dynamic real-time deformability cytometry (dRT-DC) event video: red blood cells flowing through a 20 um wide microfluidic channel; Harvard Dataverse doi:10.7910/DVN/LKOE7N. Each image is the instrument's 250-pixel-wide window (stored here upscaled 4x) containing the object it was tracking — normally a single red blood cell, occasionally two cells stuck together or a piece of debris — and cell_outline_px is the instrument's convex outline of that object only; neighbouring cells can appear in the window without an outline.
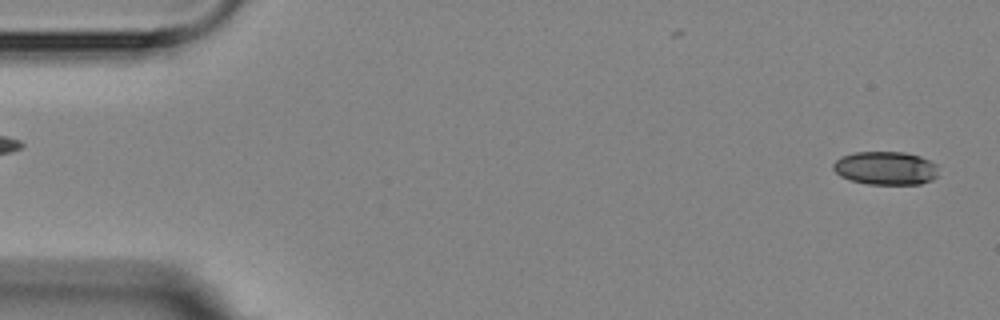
{"species": "Egyptian fruit bat (a non-hibernating species)", "species_latin": "Rousettus aegyptiacus", "temperature_condition": "room temperature", "stored_images_in_passage": 2, "segment_of_instrument_passage": [2, 2], "camera_frame_rate_fps": 3000, "um_per_image_px": 0.085, "animal": {"sex": "female"}, "frame": {"image": 1, "passage_image": 2, "time_ms": 1.333, "image_size_px": [1000, 320], "cell_outline_px": [[936, 176], [932, 180], [920, 184], [868, 184], [852, 180], [840, 176], [832, 168], [832, 164], [840, 156], [856, 152], [904, 152], [920, 156], [936, 164]], "centroid_in_image_um": [75.25, 14.29], "position_along_channel_um": 9.8, "area_um2": 20.4}}